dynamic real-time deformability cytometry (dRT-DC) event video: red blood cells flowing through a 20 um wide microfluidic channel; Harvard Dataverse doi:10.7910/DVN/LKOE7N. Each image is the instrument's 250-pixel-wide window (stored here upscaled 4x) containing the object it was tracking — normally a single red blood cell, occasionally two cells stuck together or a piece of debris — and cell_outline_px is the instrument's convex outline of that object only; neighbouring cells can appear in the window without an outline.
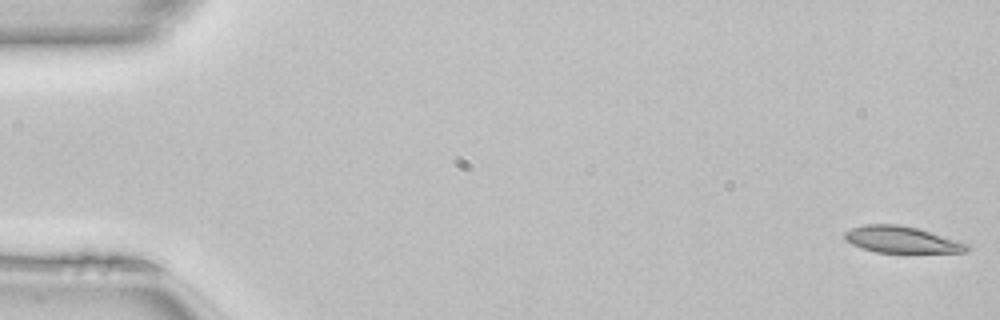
{"species": "common noctule bat (a hibernating species)", "species_latin": "Nyctalus noctula", "temperature_condition": "room temperature", "stored_images_in_passage": 50, "camera_frame_rate_fps": 3000, "um_per_image_px": 0.085, "animal": {"sex": "female", "body_mass_g": 22.7, "forearm_length_mm": 54.2}, "frame": {"image": 1, "passage_image": 1, "time_ms": 0.0, "image_size_px": [1000, 320], "cell_outline_px": [[972, 248], [964, 252], [876, 252], [852, 244], [844, 236], [844, 232], [852, 228], [864, 224], [900, 224], [916, 228], [968, 244]], "centroid_in_image_um": [76.62, 20.36], "position_along_channel_um": 8.4, "area_um2": 18.5}}
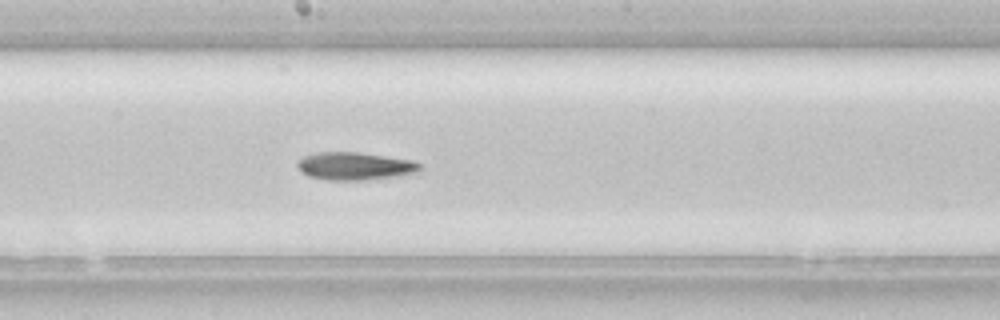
{"frame": {"image": 2, "passage_image": 27, "time_ms": 8.667, "image_size_px": [1000, 320], "cell_outline_px": [[424, 168], [420, 172], [400, 176], [364, 180], [328, 180], [308, 176], [300, 172], [296, 164], [304, 156], [320, 152], [356, 152], [412, 160], [420, 164]], "centroid_in_image_um": [30.2, 14.13], "position_along_channel_um": 218.0, "area_um2": 19.94}}
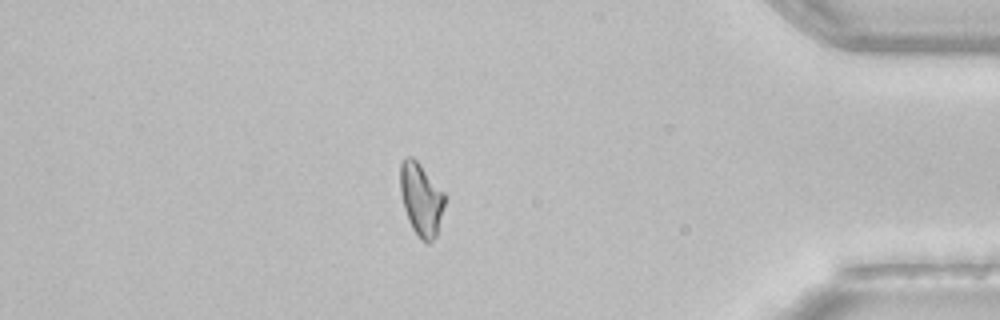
{"frame": {"image": 3, "passage_image": 43, "time_ms": 14.0, "image_size_px": [1000, 320], "cell_outline_px": [[448, 196], [436, 236], [428, 244], [424, 244], [420, 240], [412, 228], [408, 220], [404, 208], [400, 192], [400, 164], [404, 156], [412, 156], [420, 164]], "centroid_in_image_um": [35.81, 16.95], "position_along_channel_um": 399.4, "area_um2": 19.31}, "authors_computed_cell_mechanics": {"area_um2": 19.6231, "velocity_mm_per_s": 4.1135, "shape_relaxation_time_tau1_ms": 8.9795, "shape_relaxation_time_tau2_ms": 5.7724, "deformation_change_tau1": 0.1995, "deformation_change_tau2": 0.1453}}